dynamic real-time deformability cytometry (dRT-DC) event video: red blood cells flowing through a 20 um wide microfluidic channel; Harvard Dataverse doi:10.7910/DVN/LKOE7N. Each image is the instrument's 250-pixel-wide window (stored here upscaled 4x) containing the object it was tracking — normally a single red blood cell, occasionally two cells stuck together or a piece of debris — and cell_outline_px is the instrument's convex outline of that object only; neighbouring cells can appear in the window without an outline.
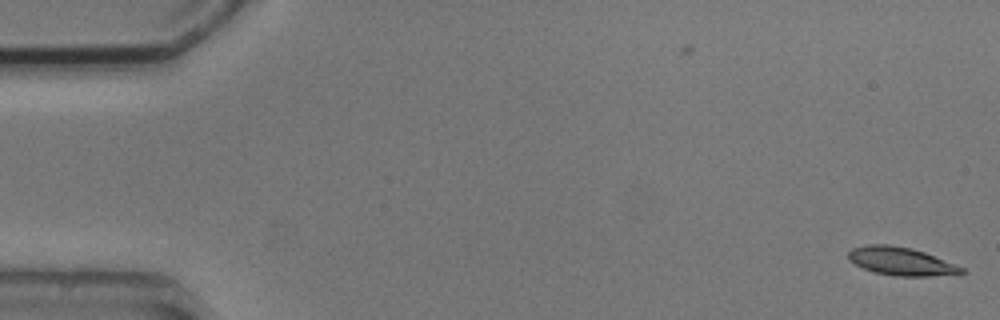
{"species": "common noctule bat (a hibernating species)", "species_latin": "Nyctalus noctula", "temperature_condition": "cold", "stored_images_in_passage": 2, "camera_frame_rate_fps": 3000, "um_per_image_px": 0.085, "animal": {"sex": "male", "body_mass_g": 20.5, "forearm_length_mm": 52.5}, "frame": {"image": 1, "passage_image": 2, "time_ms": 1.333, "image_size_px": [1000, 320], "cell_outline_px": [[968, 272], [932, 276], [896, 276], [876, 272], [864, 268], [848, 260], [848, 252], [852, 248], [868, 244], [888, 244], [912, 248], [924, 252], [964, 268]], "centroid_in_image_um": [76.57, 22.2], "position_along_channel_um": 8.4, "area_um2": 18.38}}